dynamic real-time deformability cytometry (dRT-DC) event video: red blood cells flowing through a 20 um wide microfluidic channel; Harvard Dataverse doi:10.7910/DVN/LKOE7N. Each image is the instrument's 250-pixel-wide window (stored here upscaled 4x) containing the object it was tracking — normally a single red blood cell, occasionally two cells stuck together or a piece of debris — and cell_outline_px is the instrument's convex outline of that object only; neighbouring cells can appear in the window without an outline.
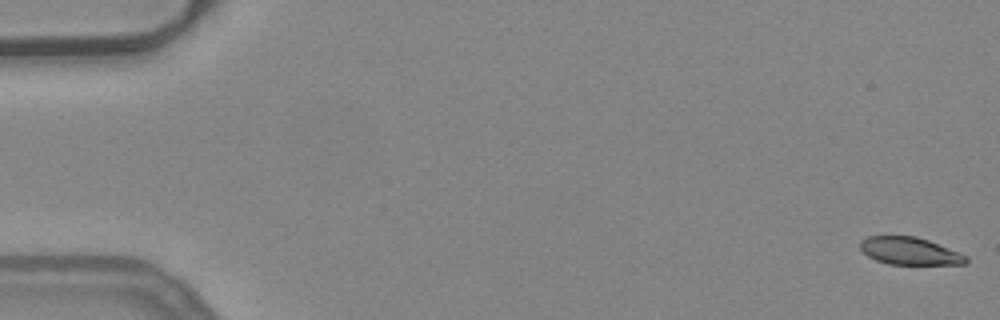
{"species": "common noctule bat (a hibernating species)", "species_latin": "Nyctalus noctula", "temperature_condition": "warm", "stored_images_in_passage": 54, "camera_frame_rate_fps": 3000, "um_per_image_px": 0.085, "animal": {"sex": "female", "body_mass_g": 24.6, "forearm_length_mm": 56.2}, "frame": {"image": 1, "passage_image": 1, "time_ms": 0.0, "image_size_px": [1000, 320], "cell_outline_px": [[968, 260], [964, 264], [888, 264], [876, 260], [868, 256], [860, 248], [860, 240], [868, 236], [916, 236], [928, 240], [968, 256]], "centroid_in_image_um": [77.3, 21.33], "position_along_channel_um": 7.7, "area_um2": 16.82}}
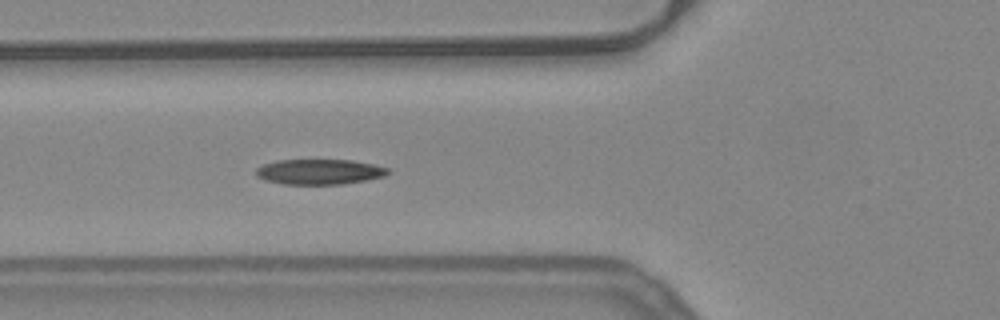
{"frame": {"image": 2, "passage_image": 20, "time_ms": 6.333, "image_size_px": [1000, 320], "cell_outline_px": [[392, 172], [384, 176], [368, 180], [344, 184], [284, 184], [264, 180], [256, 176], [256, 168], [264, 164], [280, 160], [352, 160], [372, 164], [388, 168]], "centroid_in_image_um": [27.17, 14.61], "position_along_channel_um": 98.6, "area_um2": 19.48}}
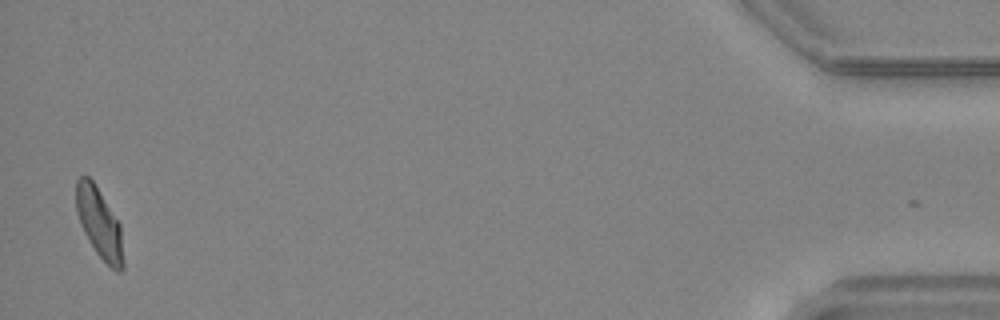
{"frame": {"image": 3, "passage_image": 52, "time_ms": 17.0, "image_size_px": [1000, 320], "cell_outline_px": [[124, 268], [120, 272], [116, 272], [96, 252], [84, 232], [80, 224], [76, 212], [76, 180], [80, 176], [88, 176], [92, 180], [120, 224], [124, 260]], "centroid_in_image_um": [8.44, 18.99], "position_along_channel_um": 426.8, "area_um2": 19.07}, "authors_computed_cell_mechanics": {"area_um2": 19.363, "velocity_mm_per_s": 3.9206, "shape_relaxation_time_tau1_ms": 6.834, "shape_relaxation_time_tau2_ms": 2.7333, "deformation_change_tau1": 0.1901, "deformation_change_tau2": 0.0758}}